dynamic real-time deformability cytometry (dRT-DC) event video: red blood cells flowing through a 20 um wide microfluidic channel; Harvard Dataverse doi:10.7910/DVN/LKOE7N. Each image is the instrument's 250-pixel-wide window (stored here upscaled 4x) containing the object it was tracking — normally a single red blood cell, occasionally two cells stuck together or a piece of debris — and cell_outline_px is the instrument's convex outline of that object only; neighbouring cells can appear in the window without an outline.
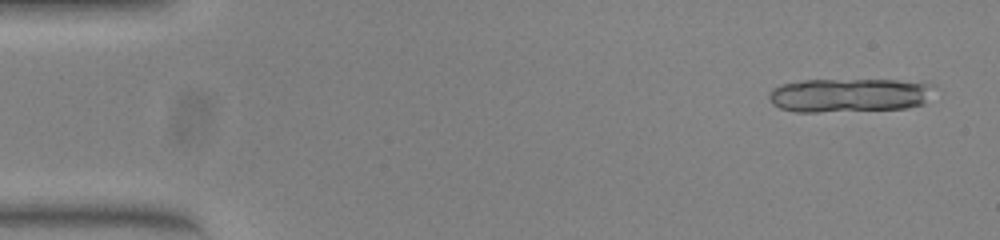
{"species": "common noctule bat (a hibernating species)", "species_latin": "Nyctalus noctula", "temperature_condition": "warm", "stored_images_in_passage": 12, "camera_frame_rate_fps": 3000, "um_per_image_px": 0.085, "animal": {"sex": "female", "body_mass_g": 23.0, "forearm_length_mm": 53.4}, "frame": {"image": 1, "passage_image": 1, "time_ms": 0.0, "image_size_px": [1000, 240], "cell_outline_px": [[940, 88], [924, 104], [908, 108], [816, 112], [796, 112], [780, 108], [772, 104], [768, 96], [772, 88], [784, 84], [804, 80], [924, 80], [936, 84]], "centroid_in_image_um": [72.36, 8.07], "position_along_channel_um": 12.6, "area_um2": 33.47}}